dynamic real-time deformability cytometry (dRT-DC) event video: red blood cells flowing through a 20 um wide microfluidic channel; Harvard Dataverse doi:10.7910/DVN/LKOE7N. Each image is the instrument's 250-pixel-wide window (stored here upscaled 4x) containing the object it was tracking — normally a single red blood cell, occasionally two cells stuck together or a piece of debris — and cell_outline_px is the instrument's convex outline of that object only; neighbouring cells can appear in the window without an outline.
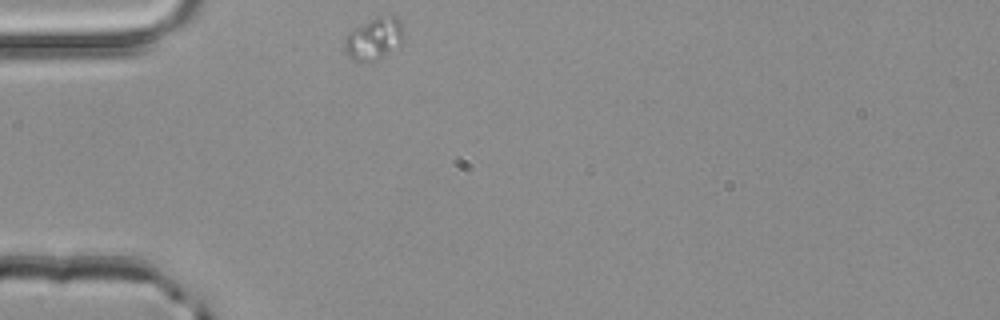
{"species": "common noctule bat (a hibernating species)", "species_latin": "Nyctalus noctula", "temperature_condition": "room temperature", "stored_images_in_passage": 30, "camera_frame_rate_fps": 3000, "um_per_image_px": 0.085, "animal": {"sex": "male", "body_mass_g": 20.4}, "frame": {"image": 1, "passage_image": 1, "time_ms": 0.0, "image_size_px": [1000, 320], "cell_outline_px": [[404, 40], [400, 48], [368, 64], [352, 60], [344, 52], [344, 40], [352, 28], [376, 16], [392, 12], [400, 20], [404, 36]], "centroid_in_image_um": [31.83, 3.29], "position_along_channel_um": 53.2, "area_um2": 15.49}}